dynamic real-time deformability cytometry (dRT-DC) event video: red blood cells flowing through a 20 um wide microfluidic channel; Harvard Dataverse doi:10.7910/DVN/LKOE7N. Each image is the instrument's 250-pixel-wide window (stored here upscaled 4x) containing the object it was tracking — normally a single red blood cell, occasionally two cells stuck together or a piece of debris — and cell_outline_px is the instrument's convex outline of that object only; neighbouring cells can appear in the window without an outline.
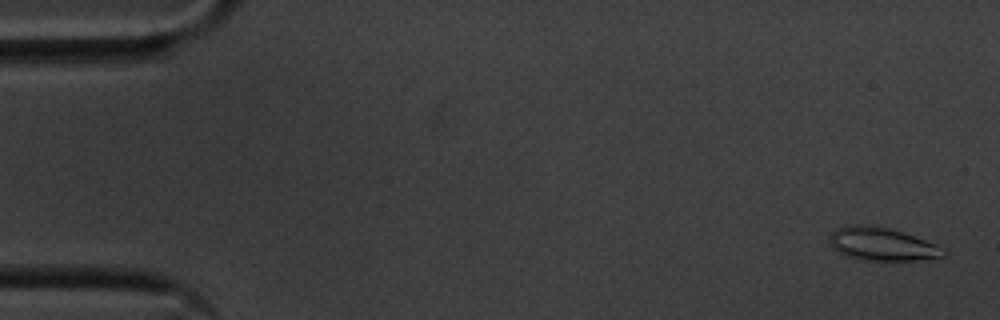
{"species": "common noctule bat (a hibernating species)", "species_latin": "Nyctalus noctula", "temperature_condition": "cold", "stored_images_in_passage": 56, "camera_frame_rate_fps": 3000, "um_per_image_px": 0.085, "animal": {"sex": "male", "body_mass_g": 20.1, "forearm_length_mm": 53.5}, "frame": {"image": 1, "passage_image": 2, "time_ms": 0.333, "image_size_px": [1000, 320], "cell_outline_px": [[948, 252], [944, 256], [916, 260], [864, 260], [848, 256], [832, 248], [828, 240], [828, 236], [836, 228], [852, 224], [856, 224], [888, 228], [936, 244], [944, 248]], "centroid_in_image_um": [74.94, 20.75], "position_along_channel_um": 10.1, "area_um2": 21.68}}
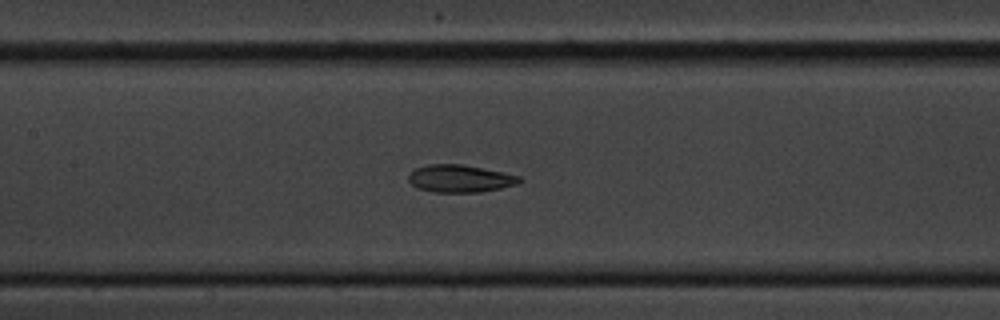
{"frame": {"image": 2, "passage_image": 26, "time_ms": 8.333, "image_size_px": [1000, 320], "cell_outline_px": [[524, 180], [520, 184], [480, 192], [432, 192], [416, 188], [408, 180], [408, 176], [416, 168], [428, 164], [460, 164], [504, 172], [520, 176]], "centroid_in_image_um": [39.13, 15.18], "position_along_channel_um": 168.3, "area_um2": 17.86}}
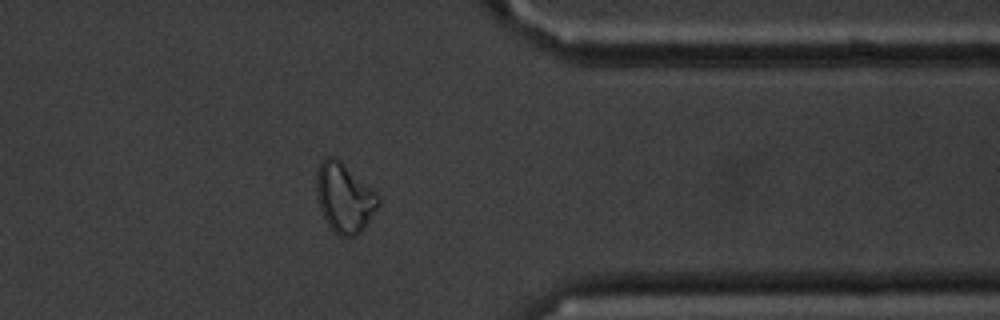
{"frame": {"image": 3, "passage_image": 45, "time_ms": 14.667, "image_size_px": [1000, 320], "cell_outline_px": [[380, 204], [364, 228], [356, 236], [340, 236], [328, 224], [320, 208], [316, 192], [316, 172], [320, 164], [328, 156], [332, 156], [340, 160], [376, 192], [380, 196]], "centroid_in_image_um": [29.28, 16.81], "position_along_channel_um": 382.1, "area_um2": 24.74}, "authors_computed_cell_mechanics": {"area_um2": 19.6809, "velocity_mm_per_s": 3.5448, "shape_relaxation_time_tau1_ms": 7.9016, "shape_relaxation_time_tau2_ms": 4.1977, "deformation_change_tau1": 0.1811, "deformation_change_tau2": 0.1104}}